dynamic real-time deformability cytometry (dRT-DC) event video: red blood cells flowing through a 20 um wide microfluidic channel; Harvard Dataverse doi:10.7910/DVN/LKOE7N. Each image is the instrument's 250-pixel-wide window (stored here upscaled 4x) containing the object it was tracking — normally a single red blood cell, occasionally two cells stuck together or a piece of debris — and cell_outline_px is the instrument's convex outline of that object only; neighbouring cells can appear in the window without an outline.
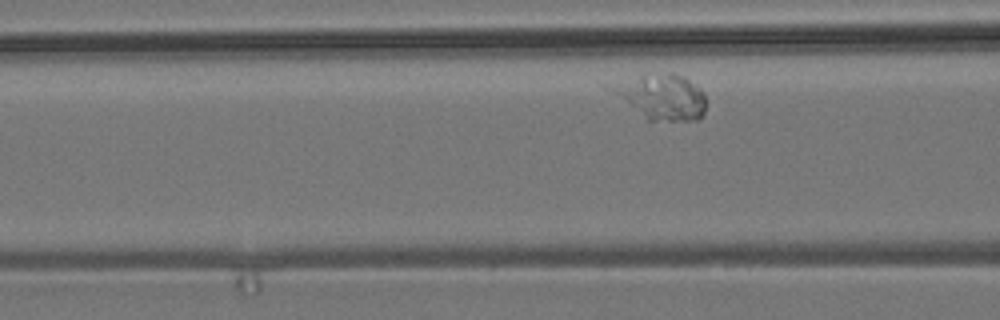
{"species": "common noctule bat (a hibernating species)", "species_latin": "Nyctalus noctula", "temperature_condition": "room temperature", "stored_images_in_passage": 8, "segment_of_instrument_passage": [2, 2], "camera_frame_rate_fps": 3000, "um_per_image_px": 0.085, "animal": {"sex": "male", "body_mass_g": 19.2, "forearm_length_mm": 51.8}, "frame": {"image": 1, "passage_image": 8, "time_ms": 8.0, "image_size_px": [1000, 320], "cell_outline_px": [[704, 112], [700, 120], [648, 120], [604, 88], [596, 80], [644, 72], [672, 72], [684, 76], [700, 88], [704, 96]], "centroid_in_image_um": [55.96, 8.1], "position_along_channel_um": 110.6, "area_um2": 26.88}}